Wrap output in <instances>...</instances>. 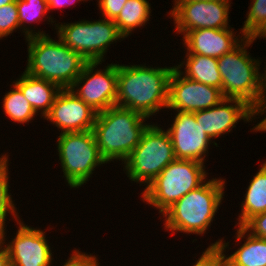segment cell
<instances>
[{
    "instance_id": "obj_1",
    "label": "cell",
    "mask_w": 266,
    "mask_h": 266,
    "mask_svg": "<svg viewBox=\"0 0 266 266\" xmlns=\"http://www.w3.org/2000/svg\"><path fill=\"white\" fill-rule=\"evenodd\" d=\"M172 67H148L146 64H118L116 106L131 109L150 118L168 103Z\"/></svg>"
},
{
    "instance_id": "obj_2",
    "label": "cell",
    "mask_w": 266,
    "mask_h": 266,
    "mask_svg": "<svg viewBox=\"0 0 266 266\" xmlns=\"http://www.w3.org/2000/svg\"><path fill=\"white\" fill-rule=\"evenodd\" d=\"M57 38L36 35L25 39L28 42L25 72L66 89L80 76L87 61Z\"/></svg>"
},
{
    "instance_id": "obj_3",
    "label": "cell",
    "mask_w": 266,
    "mask_h": 266,
    "mask_svg": "<svg viewBox=\"0 0 266 266\" xmlns=\"http://www.w3.org/2000/svg\"><path fill=\"white\" fill-rule=\"evenodd\" d=\"M147 119L139 112L116 105L97 113L92 131L101 157L107 163H123L151 124L145 122Z\"/></svg>"
},
{
    "instance_id": "obj_4",
    "label": "cell",
    "mask_w": 266,
    "mask_h": 266,
    "mask_svg": "<svg viewBox=\"0 0 266 266\" xmlns=\"http://www.w3.org/2000/svg\"><path fill=\"white\" fill-rule=\"evenodd\" d=\"M225 180L212 178L175 202L163 214L165 231L205 234L222 204Z\"/></svg>"
},
{
    "instance_id": "obj_5",
    "label": "cell",
    "mask_w": 266,
    "mask_h": 266,
    "mask_svg": "<svg viewBox=\"0 0 266 266\" xmlns=\"http://www.w3.org/2000/svg\"><path fill=\"white\" fill-rule=\"evenodd\" d=\"M253 42L251 37H245L236 48L219 57L217 62L223 97L243 100L255 109L261 92V60L252 58L247 51Z\"/></svg>"
},
{
    "instance_id": "obj_6",
    "label": "cell",
    "mask_w": 266,
    "mask_h": 266,
    "mask_svg": "<svg viewBox=\"0 0 266 266\" xmlns=\"http://www.w3.org/2000/svg\"><path fill=\"white\" fill-rule=\"evenodd\" d=\"M202 162L175 159L143 190V202L155 207L161 215L188 192L208 180Z\"/></svg>"
},
{
    "instance_id": "obj_7",
    "label": "cell",
    "mask_w": 266,
    "mask_h": 266,
    "mask_svg": "<svg viewBox=\"0 0 266 266\" xmlns=\"http://www.w3.org/2000/svg\"><path fill=\"white\" fill-rule=\"evenodd\" d=\"M175 159L168 132L157 123L150 124L143 132L139 144L122 163L123 171H126L129 180L147 187Z\"/></svg>"
},
{
    "instance_id": "obj_8",
    "label": "cell",
    "mask_w": 266,
    "mask_h": 266,
    "mask_svg": "<svg viewBox=\"0 0 266 266\" xmlns=\"http://www.w3.org/2000/svg\"><path fill=\"white\" fill-rule=\"evenodd\" d=\"M59 24L60 22L54 24L58 37L87 62H103L110 44L125 38L113 20L103 17L98 21L83 19L74 23Z\"/></svg>"
},
{
    "instance_id": "obj_9",
    "label": "cell",
    "mask_w": 266,
    "mask_h": 266,
    "mask_svg": "<svg viewBox=\"0 0 266 266\" xmlns=\"http://www.w3.org/2000/svg\"><path fill=\"white\" fill-rule=\"evenodd\" d=\"M58 156L67 185L79 188L92 176L96 167L107 162L101 157L92 130L59 133Z\"/></svg>"
},
{
    "instance_id": "obj_10",
    "label": "cell",
    "mask_w": 266,
    "mask_h": 266,
    "mask_svg": "<svg viewBox=\"0 0 266 266\" xmlns=\"http://www.w3.org/2000/svg\"><path fill=\"white\" fill-rule=\"evenodd\" d=\"M100 64L102 62H87L69 88L97 113L116 105L118 88V64L111 63L98 70Z\"/></svg>"
},
{
    "instance_id": "obj_11",
    "label": "cell",
    "mask_w": 266,
    "mask_h": 266,
    "mask_svg": "<svg viewBox=\"0 0 266 266\" xmlns=\"http://www.w3.org/2000/svg\"><path fill=\"white\" fill-rule=\"evenodd\" d=\"M229 0L174 1L168 14L173 18L176 34L196 29L230 28Z\"/></svg>"
},
{
    "instance_id": "obj_12",
    "label": "cell",
    "mask_w": 266,
    "mask_h": 266,
    "mask_svg": "<svg viewBox=\"0 0 266 266\" xmlns=\"http://www.w3.org/2000/svg\"><path fill=\"white\" fill-rule=\"evenodd\" d=\"M19 228L15 237L6 242V228L2 231V244L6 247L11 266H52L53 254L45 231L16 221Z\"/></svg>"
},
{
    "instance_id": "obj_13",
    "label": "cell",
    "mask_w": 266,
    "mask_h": 266,
    "mask_svg": "<svg viewBox=\"0 0 266 266\" xmlns=\"http://www.w3.org/2000/svg\"><path fill=\"white\" fill-rule=\"evenodd\" d=\"M222 99L220 89L189 79L174 67L169 80L168 109L196 112L211 108Z\"/></svg>"
},
{
    "instance_id": "obj_14",
    "label": "cell",
    "mask_w": 266,
    "mask_h": 266,
    "mask_svg": "<svg viewBox=\"0 0 266 266\" xmlns=\"http://www.w3.org/2000/svg\"><path fill=\"white\" fill-rule=\"evenodd\" d=\"M168 132L176 159L194 160L204 163L210 144L217 146L215 141L203 131L197 123L193 112L177 111ZM212 142V143H211Z\"/></svg>"
},
{
    "instance_id": "obj_15",
    "label": "cell",
    "mask_w": 266,
    "mask_h": 266,
    "mask_svg": "<svg viewBox=\"0 0 266 266\" xmlns=\"http://www.w3.org/2000/svg\"><path fill=\"white\" fill-rule=\"evenodd\" d=\"M96 116V111L66 88L59 91L44 119L60 129L61 133H72L93 130Z\"/></svg>"
},
{
    "instance_id": "obj_16",
    "label": "cell",
    "mask_w": 266,
    "mask_h": 266,
    "mask_svg": "<svg viewBox=\"0 0 266 266\" xmlns=\"http://www.w3.org/2000/svg\"><path fill=\"white\" fill-rule=\"evenodd\" d=\"M193 114L211 140L230 133L241 119L247 123L257 118L251 106L236 98H224L215 106Z\"/></svg>"
},
{
    "instance_id": "obj_17",
    "label": "cell",
    "mask_w": 266,
    "mask_h": 266,
    "mask_svg": "<svg viewBox=\"0 0 266 266\" xmlns=\"http://www.w3.org/2000/svg\"><path fill=\"white\" fill-rule=\"evenodd\" d=\"M235 34L232 27L191 30L183 35V47H186V54H198L218 59L236 48L247 37Z\"/></svg>"
},
{
    "instance_id": "obj_18",
    "label": "cell",
    "mask_w": 266,
    "mask_h": 266,
    "mask_svg": "<svg viewBox=\"0 0 266 266\" xmlns=\"http://www.w3.org/2000/svg\"><path fill=\"white\" fill-rule=\"evenodd\" d=\"M13 83L21 90L34 111L41 112L43 118L50 111L55 97L61 90L57 84L36 78L25 71Z\"/></svg>"
},
{
    "instance_id": "obj_19",
    "label": "cell",
    "mask_w": 266,
    "mask_h": 266,
    "mask_svg": "<svg viewBox=\"0 0 266 266\" xmlns=\"http://www.w3.org/2000/svg\"><path fill=\"white\" fill-rule=\"evenodd\" d=\"M237 227L236 241L241 244L242 238L246 240L235 252L226 255L229 266H266V239L251 235L242 226Z\"/></svg>"
},
{
    "instance_id": "obj_20",
    "label": "cell",
    "mask_w": 266,
    "mask_h": 266,
    "mask_svg": "<svg viewBox=\"0 0 266 266\" xmlns=\"http://www.w3.org/2000/svg\"><path fill=\"white\" fill-rule=\"evenodd\" d=\"M175 67L189 79L222 89V78L218 69L217 58L186 54L184 61ZM182 67L185 71L181 70Z\"/></svg>"
},
{
    "instance_id": "obj_21",
    "label": "cell",
    "mask_w": 266,
    "mask_h": 266,
    "mask_svg": "<svg viewBox=\"0 0 266 266\" xmlns=\"http://www.w3.org/2000/svg\"><path fill=\"white\" fill-rule=\"evenodd\" d=\"M246 190L236 227L243 226L253 216L266 212V161L261 164Z\"/></svg>"
},
{
    "instance_id": "obj_22",
    "label": "cell",
    "mask_w": 266,
    "mask_h": 266,
    "mask_svg": "<svg viewBox=\"0 0 266 266\" xmlns=\"http://www.w3.org/2000/svg\"><path fill=\"white\" fill-rule=\"evenodd\" d=\"M147 0H128L119 15L113 20L119 32L126 38L138 27L147 25L151 7Z\"/></svg>"
},
{
    "instance_id": "obj_23",
    "label": "cell",
    "mask_w": 266,
    "mask_h": 266,
    "mask_svg": "<svg viewBox=\"0 0 266 266\" xmlns=\"http://www.w3.org/2000/svg\"><path fill=\"white\" fill-rule=\"evenodd\" d=\"M16 5L20 29L25 33L26 39L36 35H48L43 30H37L38 32H36V30L31 29V26L26 25L33 22H42L49 11L47 0H16Z\"/></svg>"
},
{
    "instance_id": "obj_24",
    "label": "cell",
    "mask_w": 266,
    "mask_h": 266,
    "mask_svg": "<svg viewBox=\"0 0 266 266\" xmlns=\"http://www.w3.org/2000/svg\"><path fill=\"white\" fill-rule=\"evenodd\" d=\"M10 86L13 89L4 95L3 106H1L5 115L13 122L24 124L30 121L31 123L37 113L26 100L21 90L14 83Z\"/></svg>"
},
{
    "instance_id": "obj_25",
    "label": "cell",
    "mask_w": 266,
    "mask_h": 266,
    "mask_svg": "<svg viewBox=\"0 0 266 266\" xmlns=\"http://www.w3.org/2000/svg\"><path fill=\"white\" fill-rule=\"evenodd\" d=\"M9 155L7 154H3L0 157V228L2 230L5 229V221L8 213L10 215H12L15 219V221H18L20 219V216H18V212H16L17 208H16V204H14L13 200H12V195L9 192V188H10V183H9V170H8V166H9V160L8 157Z\"/></svg>"
},
{
    "instance_id": "obj_26",
    "label": "cell",
    "mask_w": 266,
    "mask_h": 266,
    "mask_svg": "<svg viewBox=\"0 0 266 266\" xmlns=\"http://www.w3.org/2000/svg\"><path fill=\"white\" fill-rule=\"evenodd\" d=\"M229 247V242L223 241V238L212 243L198 260L192 266H229L227 257L224 252Z\"/></svg>"
},
{
    "instance_id": "obj_27",
    "label": "cell",
    "mask_w": 266,
    "mask_h": 266,
    "mask_svg": "<svg viewBox=\"0 0 266 266\" xmlns=\"http://www.w3.org/2000/svg\"><path fill=\"white\" fill-rule=\"evenodd\" d=\"M240 33L250 37L263 23L266 22V0H251Z\"/></svg>"
},
{
    "instance_id": "obj_28",
    "label": "cell",
    "mask_w": 266,
    "mask_h": 266,
    "mask_svg": "<svg viewBox=\"0 0 266 266\" xmlns=\"http://www.w3.org/2000/svg\"><path fill=\"white\" fill-rule=\"evenodd\" d=\"M20 28L16 1L0 7V40Z\"/></svg>"
},
{
    "instance_id": "obj_29",
    "label": "cell",
    "mask_w": 266,
    "mask_h": 266,
    "mask_svg": "<svg viewBox=\"0 0 266 266\" xmlns=\"http://www.w3.org/2000/svg\"><path fill=\"white\" fill-rule=\"evenodd\" d=\"M242 227L251 235L266 239V212L253 216Z\"/></svg>"
},
{
    "instance_id": "obj_30",
    "label": "cell",
    "mask_w": 266,
    "mask_h": 266,
    "mask_svg": "<svg viewBox=\"0 0 266 266\" xmlns=\"http://www.w3.org/2000/svg\"><path fill=\"white\" fill-rule=\"evenodd\" d=\"M73 250L71 256L62 266H100L95 255Z\"/></svg>"
},
{
    "instance_id": "obj_31",
    "label": "cell",
    "mask_w": 266,
    "mask_h": 266,
    "mask_svg": "<svg viewBox=\"0 0 266 266\" xmlns=\"http://www.w3.org/2000/svg\"><path fill=\"white\" fill-rule=\"evenodd\" d=\"M127 1L128 0H102L98 5L100 13L102 12V17L114 20Z\"/></svg>"
},
{
    "instance_id": "obj_32",
    "label": "cell",
    "mask_w": 266,
    "mask_h": 266,
    "mask_svg": "<svg viewBox=\"0 0 266 266\" xmlns=\"http://www.w3.org/2000/svg\"><path fill=\"white\" fill-rule=\"evenodd\" d=\"M264 113H266V106H257L254 109V116H262ZM253 132H265L266 131V117L262 119V121L257 122V124L251 129Z\"/></svg>"
},
{
    "instance_id": "obj_33",
    "label": "cell",
    "mask_w": 266,
    "mask_h": 266,
    "mask_svg": "<svg viewBox=\"0 0 266 266\" xmlns=\"http://www.w3.org/2000/svg\"><path fill=\"white\" fill-rule=\"evenodd\" d=\"M84 0H47L48 3V9L51 10H55L58 8H62V7H68L71 4H75L76 2H81Z\"/></svg>"
},
{
    "instance_id": "obj_34",
    "label": "cell",
    "mask_w": 266,
    "mask_h": 266,
    "mask_svg": "<svg viewBox=\"0 0 266 266\" xmlns=\"http://www.w3.org/2000/svg\"><path fill=\"white\" fill-rule=\"evenodd\" d=\"M264 69L265 72L261 74V92L258 106H266V67Z\"/></svg>"
},
{
    "instance_id": "obj_35",
    "label": "cell",
    "mask_w": 266,
    "mask_h": 266,
    "mask_svg": "<svg viewBox=\"0 0 266 266\" xmlns=\"http://www.w3.org/2000/svg\"><path fill=\"white\" fill-rule=\"evenodd\" d=\"M0 266H11L7 249L3 244L0 245Z\"/></svg>"
},
{
    "instance_id": "obj_36",
    "label": "cell",
    "mask_w": 266,
    "mask_h": 266,
    "mask_svg": "<svg viewBox=\"0 0 266 266\" xmlns=\"http://www.w3.org/2000/svg\"><path fill=\"white\" fill-rule=\"evenodd\" d=\"M250 37L254 42L257 38L266 39V22L263 23V25L260 26Z\"/></svg>"
},
{
    "instance_id": "obj_37",
    "label": "cell",
    "mask_w": 266,
    "mask_h": 266,
    "mask_svg": "<svg viewBox=\"0 0 266 266\" xmlns=\"http://www.w3.org/2000/svg\"><path fill=\"white\" fill-rule=\"evenodd\" d=\"M15 1L16 0H0V7L7 5V4H10V3H13Z\"/></svg>"
},
{
    "instance_id": "obj_38",
    "label": "cell",
    "mask_w": 266,
    "mask_h": 266,
    "mask_svg": "<svg viewBox=\"0 0 266 266\" xmlns=\"http://www.w3.org/2000/svg\"><path fill=\"white\" fill-rule=\"evenodd\" d=\"M174 1H215V0H174Z\"/></svg>"
},
{
    "instance_id": "obj_39",
    "label": "cell",
    "mask_w": 266,
    "mask_h": 266,
    "mask_svg": "<svg viewBox=\"0 0 266 266\" xmlns=\"http://www.w3.org/2000/svg\"><path fill=\"white\" fill-rule=\"evenodd\" d=\"M2 229L0 228V245L2 244Z\"/></svg>"
},
{
    "instance_id": "obj_40",
    "label": "cell",
    "mask_w": 266,
    "mask_h": 266,
    "mask_svg": "<svg viewBox=\"0 0 266 266\" xmlns=\"http://www.w3.org/2000/svg\"><path fill=\"white\" fill-rule=\"evenodd\" d=\"M85 1H88V0H84V2H85ZM101 1H102V0H98V1H97V2H98V4H97V5H99V3H100Z\"/></svg>"
}]
</instances>
